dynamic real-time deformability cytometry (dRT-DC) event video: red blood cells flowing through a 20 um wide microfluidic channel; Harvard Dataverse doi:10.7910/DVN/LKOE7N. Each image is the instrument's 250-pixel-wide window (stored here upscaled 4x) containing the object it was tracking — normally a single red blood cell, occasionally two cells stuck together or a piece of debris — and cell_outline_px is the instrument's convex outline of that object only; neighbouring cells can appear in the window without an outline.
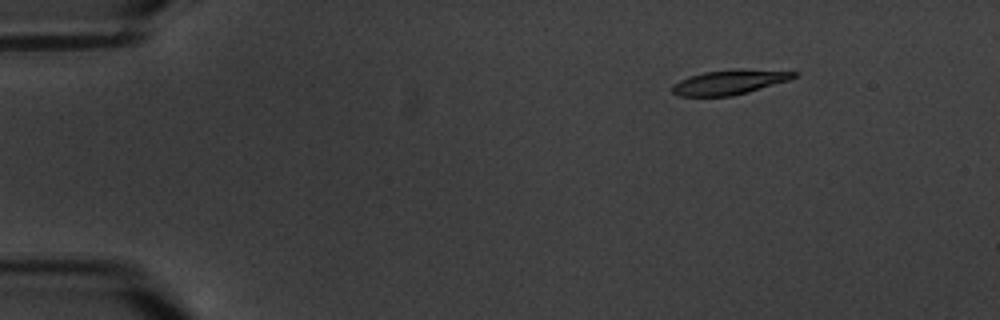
{"species": "common noctule bat (a hibernating species)", "species_latin": "Nyctalus noctula", "temperature_condition": "warm", "stored_images_in_passage": 5, "camera_frame_rate_fps": 3000, "um_per_image_px": 0.085, "animal": {"sex": "male", "body_mass_g": 20.1, "forearm_length_mm": 53.5}, "frame": {"image": 1, "passage_image": 2, "time_ms": 2.0, "image_size_px": [1000, 320], "cell_outline_px": [[800, 72], [796, 76], [788, 80], [748, 92], [732, 96], [680, 96], [672, 92], [672, 84], [688, 76], [704, 72]], "centroid_in_image_um": [61.86, 7.05], "position_along_channel_um": 23.1, "area_um2": 16.13}}
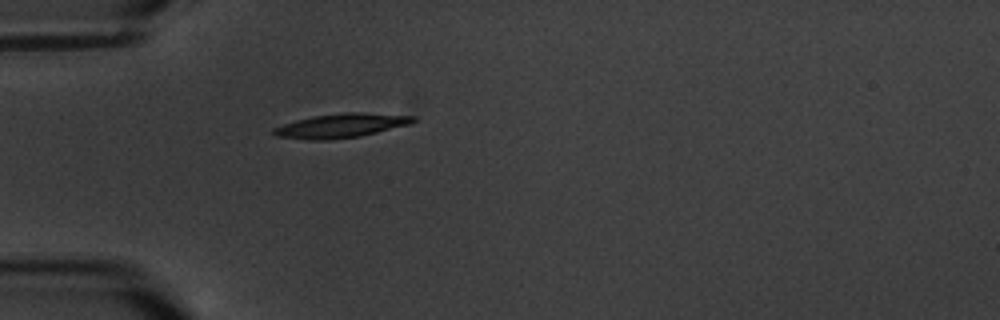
{"frame": {"image": 2, "passage_image": 5, "time_ms": 5.333, "image_size_px": [1000, 320], "cell_outline_px": [[416, 120], [412, 124], [360, 136], [328, 140], [308, 140], [276, 136], [272, 132], [272, 128], [296, 120], [312, 116], [344, 112], [364, 112], [416, 116]], "centroid_in_image_um": [29.01, 10.67], "position_along_channel_um": 56.0, "area_um2": 19.77}}